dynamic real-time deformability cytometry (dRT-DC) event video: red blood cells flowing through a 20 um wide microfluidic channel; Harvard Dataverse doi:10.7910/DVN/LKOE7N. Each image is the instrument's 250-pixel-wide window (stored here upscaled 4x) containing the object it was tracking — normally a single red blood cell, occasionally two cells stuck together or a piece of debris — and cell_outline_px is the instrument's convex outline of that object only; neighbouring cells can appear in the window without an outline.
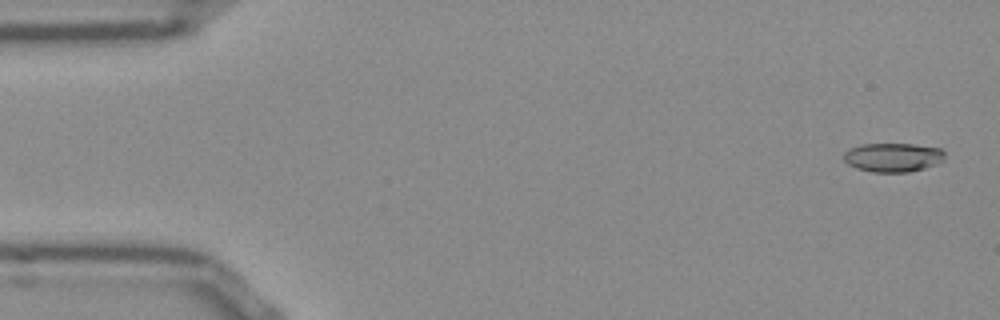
{"species": "Egyptian fruit bat (a non-hibernating species)", "species_latin": "Rousettus aegyptiacus", "temperature_condition": "room temperature", "stored_images_in_passage": 53, "camera_frame_rate_fps": 3000, "um_per_image_px": 0.085, "frame": {"image": 1, "passage_image": 2, "time_ms": 0.333, "image_size_px": [1000, 320], "cell_outline_px": [[944, 160], [924, 168], [908, 172], [872, 172], [856, 168], [848, 164], [844, 160], [844, 152], [860, 144], [912, 144], [940, 148], [944, 152]], "centroid_in_image_um": [75.89, 13.37], "position_along_channel_um": 9.1, "area_um2": 16.94}}
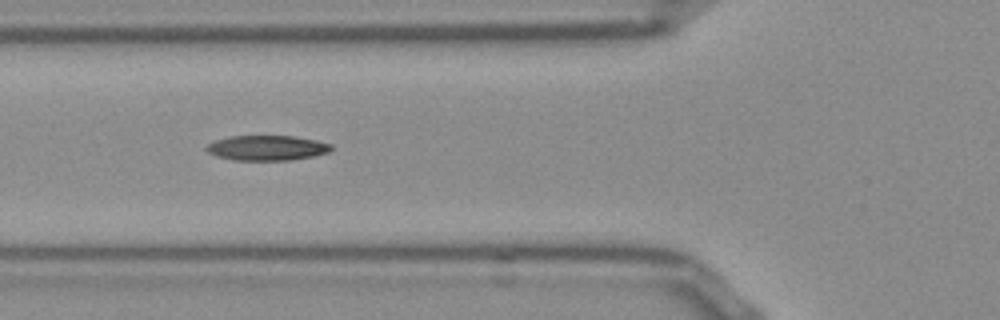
{"frame": {"image": 2, "passage_image": 19, "time_ms": 6.0, "image_size_px": [1000, 320], "cell_outline_px": [[332, 148], [328, 152], [312, 156], [288, 160], [236, 160], [216, 156], [208, 152], [204, 148], [208, 144], [216, 140], [228, 136], [292, 136], [316, 140], [332, 144]], "centroid_in_image_um": [22.67, 12.56], "position_along_channel_um": 103.1, "area_um2": 18.09}}
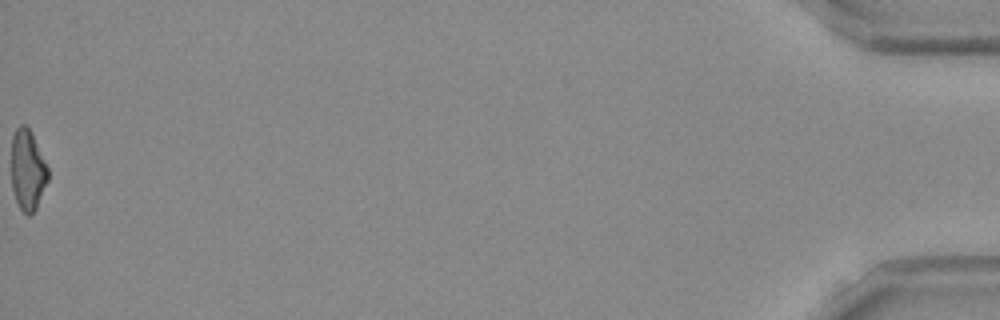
{"frame": {"image": 3, "passage_image": 53, "time_ms": 17.333, "image_size_px": [1000, 320], "cell_outline_px": [[48, 180], [36, 208], [28, 216], [20, 208], [16, 200], [12, 188], [12, 136], [16, 128], [20, 124], [24, 124], [32, 132], [48, 168]], "centroid_in_image_um": [2.35, 14.43], "position_along_channel_um": 432.9, "area_um2": 17.05}, "authors_computed_cell_mechanics": {"area_um2": 17.918, "velocity_mm_per_s": 3.8541, "shape_relaxation_time_tau1_ms": 8.6741, "shape_relaxation_time_tau2_ms": 3.8409, "deformation_change_tau1": 0.2275, "deformation_change_tau2": 0.1236}}